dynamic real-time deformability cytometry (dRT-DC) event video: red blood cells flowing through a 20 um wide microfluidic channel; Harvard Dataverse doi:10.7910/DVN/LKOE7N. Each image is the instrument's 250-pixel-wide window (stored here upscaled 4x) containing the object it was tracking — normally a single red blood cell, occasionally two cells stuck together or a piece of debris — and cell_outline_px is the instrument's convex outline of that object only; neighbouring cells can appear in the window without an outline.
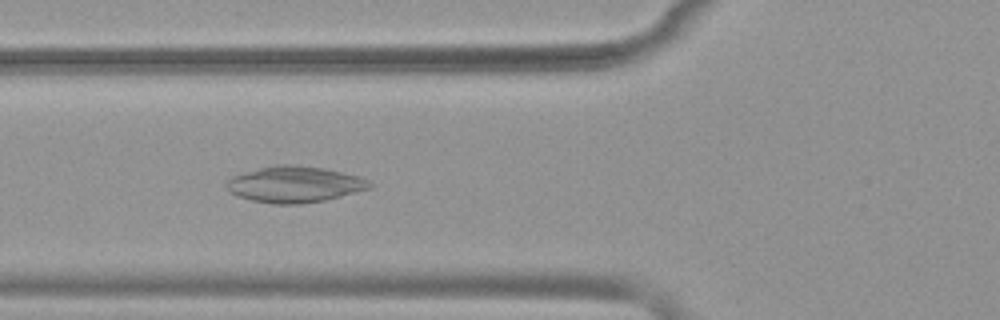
{"species": "common noctule bat (a hibernating species)", "species_latin": "Nyctalus noctula", "temperature_condition": "warm", "stored_images_in_passage": 52, "camera_frame_rate_fps": 3000, "um_per_image_px": 0.085, "animal": {"sex": "female", "body_mass_g": 19.9}, "frame": {"image": 1, "passage_image": 20, "time_ms": 6.333, "image_size_px": [1000, 320], "cell_outline_px": [[376, 184], [372, 188], [324, 200], [300, 204], [272, 204], [252, 200], [236, 196], [228, 192], [224, 184], [232, 176], [272, 164], [296, 164], [324, 168], [356, 176], [368, 180]], "centroid_in_image_um": [25.01, 15.67], "position_along_channel_um": 100.8, "area_um2": 30.4}}
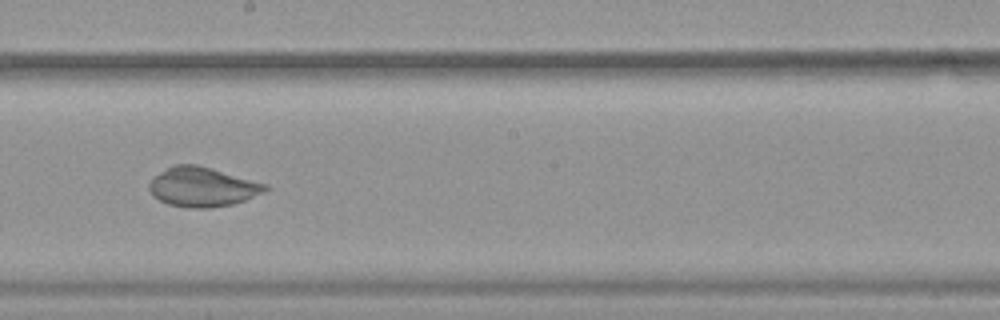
{"frame": {"image": 2, "passage_image": 30, "time_ms": 9.667, "image_size_px": [1000, 320], "cell_outline_px": [[268, 188], [264, 192], [244, 200], [232, 204], [212, 208], [188, 208], [168, 204], [152, 196], [148, 188], [148, 184], [156, 176], [172, 164], [196, 164], [268, 184]], "centroid_in_image_um": [17.19, 15.89], "position_along_channel_um": 231.0, "area_um2": 26.59}}
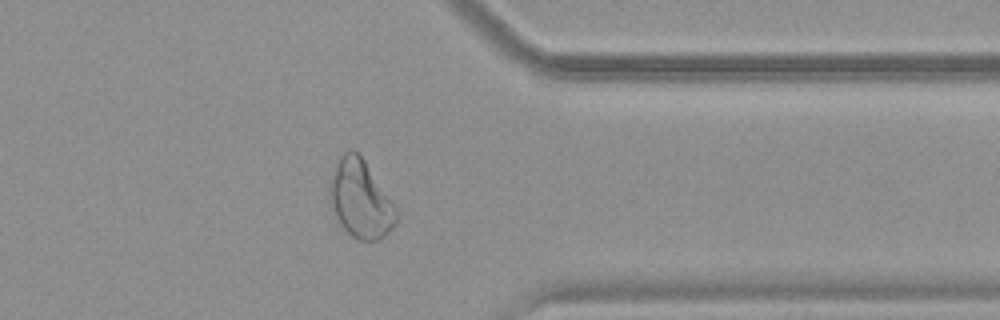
{"frame": {"image": 3, "passage_image": 42, "time_ms": 13.667, "image_size_px": [1000, 320], "cell_outline_px": [[396, 224], [380, 240], [360, 240], [352, 236], [344, 228], [328, 196], [328, 184], [336, 164], [340, 156], [344, 152], [352, 148], [360, 152], [396, 208]], "centroid_in_image_um": [30.64, 16.87], "position_along_channel_um": 380.8, "area_um2": 29.88}}